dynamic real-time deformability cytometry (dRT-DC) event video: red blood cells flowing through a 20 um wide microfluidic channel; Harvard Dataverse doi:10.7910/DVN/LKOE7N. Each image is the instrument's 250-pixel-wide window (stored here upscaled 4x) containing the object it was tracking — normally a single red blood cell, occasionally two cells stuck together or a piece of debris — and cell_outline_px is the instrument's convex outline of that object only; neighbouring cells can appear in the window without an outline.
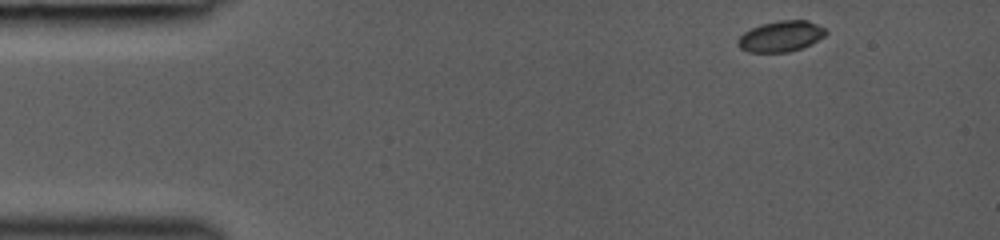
{"species": "common noctule bat (a hibernating species)", "species_latin": "Nyctalus noctula", "temperature_condition": "room temperature", "stored_images_in_passage": 51, "camera_frame_rate_fps": 3000, "um_per_image_px": 0.085, "animal": {"sex": "female", "body_mass_g": 19.0, "forearm_length_mm": 53.3}, "frame": {"image": 1, "passage_image": 1, "time_ms": 0.0, "image_size_px": [1000, 240], "cell_outline_px": [[828, 32], [824, 36], [812, 44], [788, 52], [748, 52], [740, 48], [736, 44], [736, 40], [744, 32], [760, 24], [780, 20], [808, 20], [824, 28]], "centroid_in_image_um": [66.36, 3.08], "position_along_channel_um": 18.6, "area_um2": 15.84}}
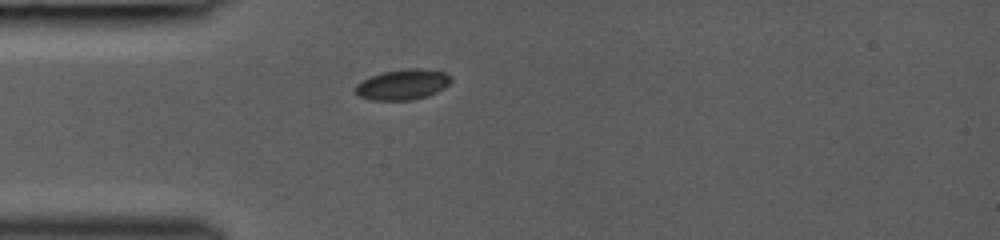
{"frame": {"image": 2, "passage_image": 11, "time_ms": 2.667, "image_size_px": [1000, 240], "cell_outline_px": [[452, 80], [444, 88], [428, 96], [412, 100], [368, 100], [356, 96], [352, 88], [356, 84], [372, 76], [384, 72], [408, 68], [420, 68], [444, 72]], "centroid_in_image_um": [34.17, 7.2], "position_along_channel_um": 50.8, "area_um2": 17.05}}
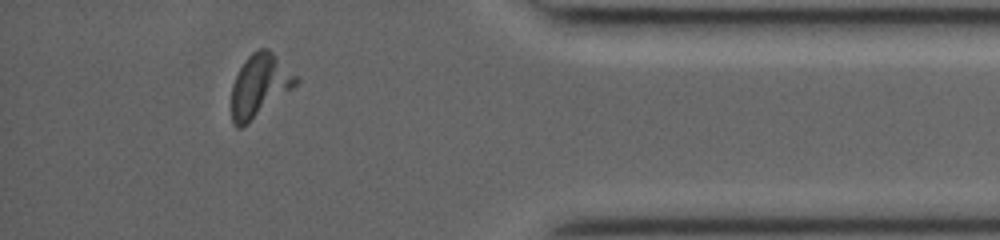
{"frame": {"image": 3, "passage_image": 46, "time_ms": 11.667, "image_size_px": [1000, 240], "cell_outline_px": [[300, 80], [292, 88], [248, 124], [240, 128], [236, 128], [232, 120], [232, 84], [244, 60], [252, 52], [260, 48], [268, 48], [300, 76]], "centroid_in_image_um": [22.09, 7.25], "position_along_channel_um": 413.1, "area_um2": 23.64}}